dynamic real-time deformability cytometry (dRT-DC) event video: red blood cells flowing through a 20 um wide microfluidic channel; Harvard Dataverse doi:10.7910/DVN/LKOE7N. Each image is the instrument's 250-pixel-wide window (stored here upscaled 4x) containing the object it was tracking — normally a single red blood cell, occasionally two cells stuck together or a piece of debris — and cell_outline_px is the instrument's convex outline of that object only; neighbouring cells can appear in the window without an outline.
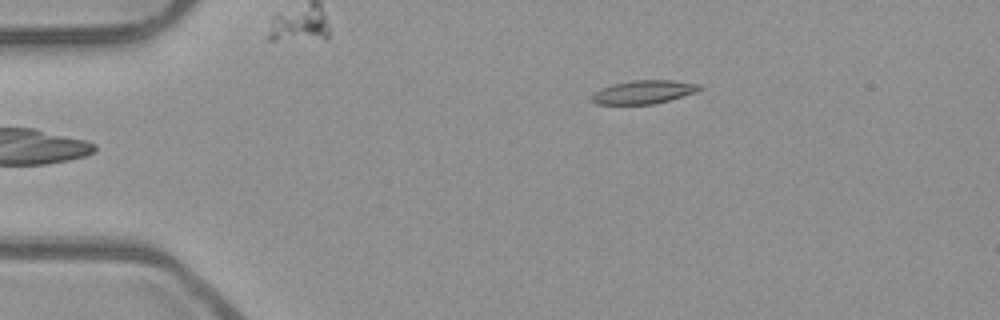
{"species": "common noctule bat (a hibernating species)", "species_latin": "Nyctalus noctula", "temperature_condition": "room temperature", "stored_images_in_passage": 36, "camera_frame_rate_fps": 3000, "um_per_image_px": 0.085, "animal": {"sex": "male", "body_mass_g": 23.1, "forearm_length_mm": 52.7}, "frame": {"image": 1, "passage_image": 1, "time_ms": 0.0, "image_size_px": [1000, 320], "cell_outline_px": [[704, 88], [696, 92], [668, 100], [652, 104], [596, 104], [588, 100], [600, 88], [612, 84], [632, 80], [676, 80], [700, 84]], "centroid_in_image_um": [54.7, 7.81], "position_along_channel_um": 30.3, "area_um2": 14.8}}
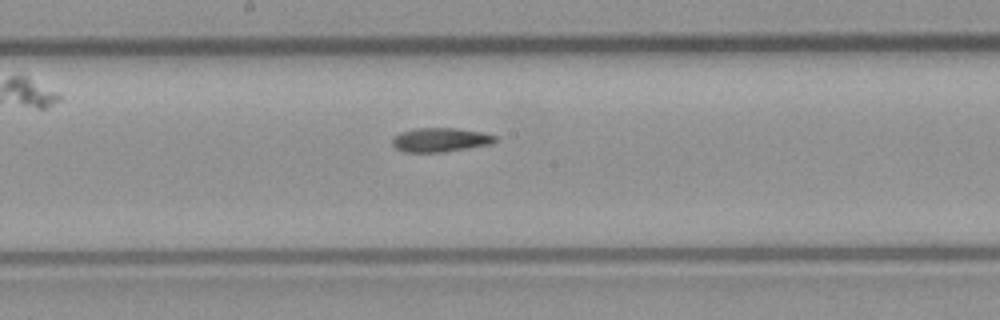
{"frame": {"image": 2, "passage_image": 19, "time_ms": 6.0, "image_size_px": [1000, 320], "cell_outline_px": [[500, 140], [492, 144], [440, 152], [404, 152], [396, 148], [392, 144], [392, 136], [400, 132], [416, 128], [456, 128], [480, 132], [496, 136]], "centroid_in_image_um": [37.41, 11.88], "position_along_channel_um": 210.8, "area_um2": 14.45}}
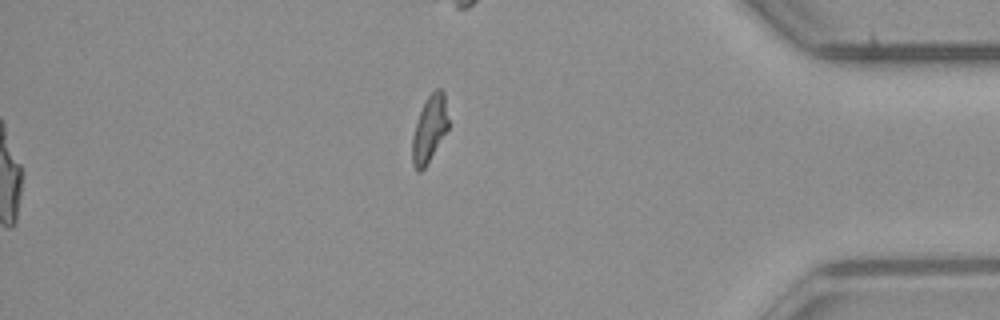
{"frame": {"image": 3, "passage_image": 36, "time_ms": 11.667, "image_size_px": [1000, 320], "cell_outline_px": [[448, 128], [424, 168], [420, 172], [416, 172], [412, 164], [412, 136], [424, 100], [436, 88], [440, 88], [444, 92], [448, 120]], "centroid_in_image_um": [36.49, 10.95], "position_along_channel_um": 398.7, "area_um2": 13.81}, "authors_computed_cell_mechanics": {"area_um2": 14.5367, "velocity_mm_per_s": 3.9446, "shape_relaxation_time_tau1_ms": 7.6953, "shape_relaxation_time_tau2_ms": 7.0164, "deformation_change_tau1": 0.2224, "deformation_change_tau2": 0.1312}}